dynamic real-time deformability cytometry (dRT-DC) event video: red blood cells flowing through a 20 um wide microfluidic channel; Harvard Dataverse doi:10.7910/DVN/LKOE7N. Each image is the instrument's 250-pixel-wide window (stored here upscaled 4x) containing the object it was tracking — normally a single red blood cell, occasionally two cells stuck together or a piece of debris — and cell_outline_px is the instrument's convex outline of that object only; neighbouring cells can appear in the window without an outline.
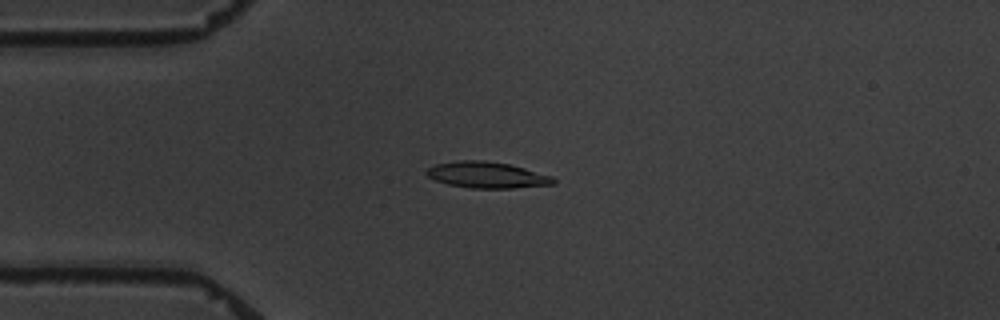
{"species": "common noctule bat (a hibernating species)", "species_latin": "Nyctalus noctula", "temperature_condition": "warm", "stored_images_in_passage": 3, "camera_frame_rate_fps": 3000, "um_per_image_px": 0.085, "animal": {"sex": "male", "body_mass_g": 19.5, "forearm_length_mm": 54.6}, "frame": {"image": 1, "passage_image": 3, "time_ms": 2.333, "image_size_px": [1000, 320], "cell_outline_px": [[556, 184], [512, 188], [472, 188], [448, 184], [436, 180], [428, 176], [424, 172], [428, 168], [436, 164], [460, 160], [484, 160], [508, 164], [524, 168], [552, 176], [556, 180]], "centroid_in_image_um": [41.4, 14.87], "position_along_channel_um": 43.6, "area_um2": 19.25}}